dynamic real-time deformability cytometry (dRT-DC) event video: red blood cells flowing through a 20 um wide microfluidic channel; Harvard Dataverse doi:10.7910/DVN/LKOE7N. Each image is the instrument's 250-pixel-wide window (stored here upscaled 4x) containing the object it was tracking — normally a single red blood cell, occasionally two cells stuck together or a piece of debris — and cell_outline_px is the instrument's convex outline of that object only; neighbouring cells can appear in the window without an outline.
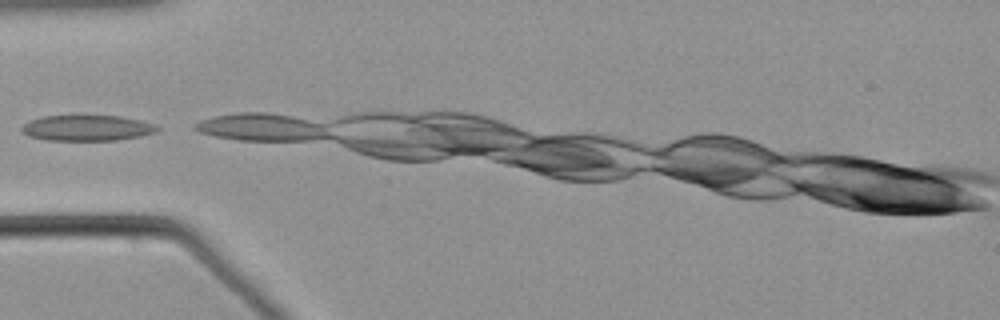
{"species": "common noctule bat (a hibernating species)", "species_latin": "Nyctalus noctula", "temperature_condition": "warm", "stored_images_in_passage": 8, "camera_frame_rate_fps": 3000, "um_per_image_px": 0.085, "animal": {"sex": "male", "body_mass_g": 21.5, "forearm_length_mm": 52.0}, "frame": {"image": 1, "passage_image": 1, "time_ms": 0.0, "image_size_px": [1000, 320], "cell_outline_px": [[160, 128], [156, 132], [140, 136], [116, 140], [48, 140], [28, 136], [20, 132], [20, 128], [24, 124], [32, 120], [44, 116], [120, 116], [140, 120], [156, 124]], "centroid_in_image_um": [7.4, 10.88], "position_along_channel_um": 77.6, "area_um2": 20.23}}